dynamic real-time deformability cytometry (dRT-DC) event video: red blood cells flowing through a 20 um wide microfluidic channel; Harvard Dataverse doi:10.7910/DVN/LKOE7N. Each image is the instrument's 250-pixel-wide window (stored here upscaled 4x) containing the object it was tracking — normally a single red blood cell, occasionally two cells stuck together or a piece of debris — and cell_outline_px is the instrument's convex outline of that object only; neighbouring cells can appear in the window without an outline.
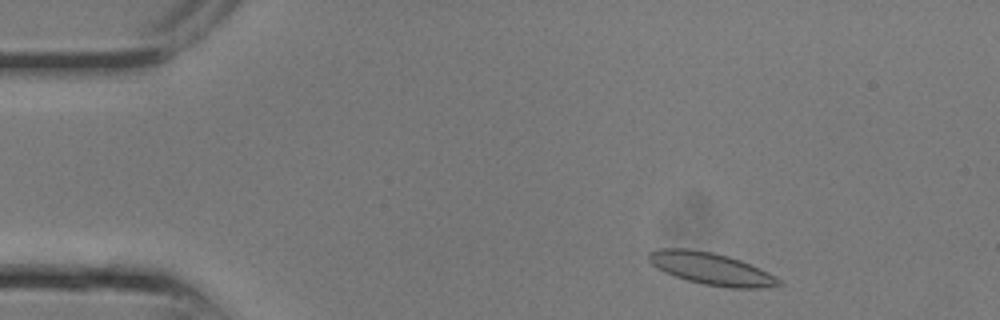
{"species": "common noctule bat (a hibernating species)", "species_latin": "Nyctalus noctula", "temperature_condition": "room temperature", "stored_images_in_passage": 23, "camera_frame_rate_fps": 3000, "um_per_image_px": 0.085, "animal": {"sex": "male", "body_mass_g": 13.3}, "frame": {"image": 1, "passage_image": 2, "time_ms": 0.333, "image_size_px": [1000, 320], "cell_outline_px": [[784, 284], [760, 288], [728, 288], [704, 284], [688, 280], [664, 272], [656, 268], [648, 260], [648, 252], [656, 248], [688, 248], [712, 252], [728, 256], [740, 260], [760, 268], [776, 276]], "centroid_in_image_um": [60.43, 22.83], "position_along_channel_um": 24.6, "area_um2": 24.45}}
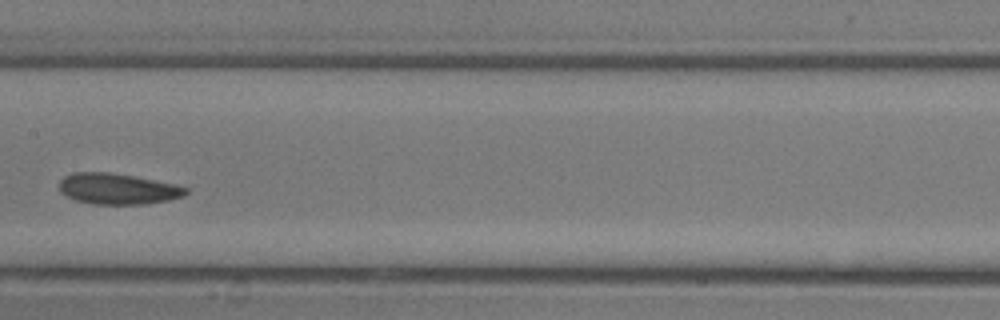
{"frame": {"image": 2, "passage_image": 11, "time_ms": 3.333, "image_size_px": [1000, 320], "cell_outline_px": [[188, 192], [184, 196], [168, 200], [144, 204], [92, 204], [76, 200], [60, 192], [60, 180], [64, 176], [72, 172], [108, 172], [132, 176], [172, 184], [188, 188]], "centroid_in_image_um": [9.97, 16.05], "position_along_channel_um": 197.4, "area_um2": 22.54}}
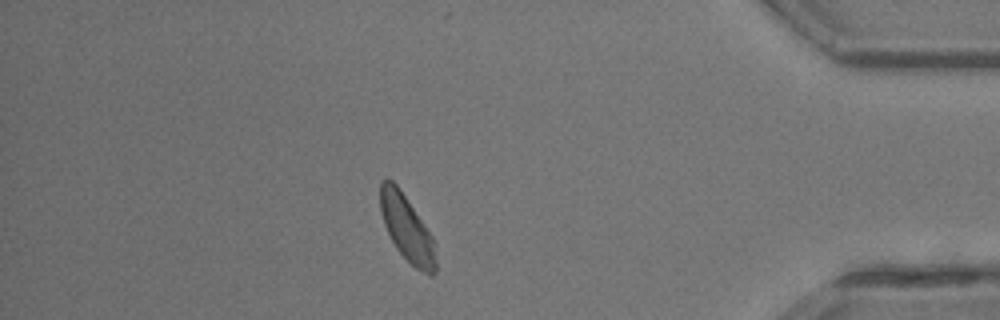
{"frame": {"image": 3, "passage_image": 20, "time_ms": 6.333, "image_size_px": [1000, 320], "cell_outline_px": [[436, 272], [432, 276], [428, 276], [420, 272], [396, 248], [384, 224], [380, 212], [380, 180], [388, 176], [400, 188], [432, 236], [436, 260]], "centroid_in_image_um": [34.57, 19.39], "position_along_channel_um": 400.6, "area_um2": 21.33}}